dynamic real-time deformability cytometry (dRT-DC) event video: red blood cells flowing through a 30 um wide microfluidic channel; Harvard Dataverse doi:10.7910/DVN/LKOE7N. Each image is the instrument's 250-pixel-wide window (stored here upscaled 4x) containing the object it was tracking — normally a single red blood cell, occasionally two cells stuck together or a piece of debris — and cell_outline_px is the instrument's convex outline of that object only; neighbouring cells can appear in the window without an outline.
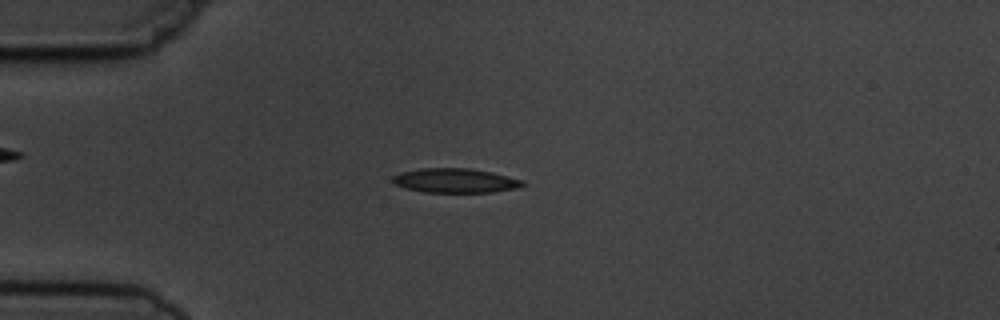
{"species": "common noctule bat (a hibernating species)", "species_latin": "Nyctalus noctula", "temperature_condition": "cold", "stored_images_in_passage": 6, "camera_frame_rate_fps": 3000, "um_per_image_px": 0.085, "animal": {"sex": "male", "body_mass_g": 19.5, "forearm_length_mm": 54.6}, "frame": {"image": 1, "passage_image": 4, "time_ms": 3.667, "image_size_px": [1000, 320], "cell_outline_px": [[528, 184], [516, 188], [492, 192], [424, 192], [408, 188], [396, 184], [392, 180], [392, 176], [400, 172], [420, 168], [468, 168], [492, 172], [524, 180]], "centroid_in_image_um": [38.73, 15.34], "position_along_channel_um": 46.3, "area_um2": 18.44}}
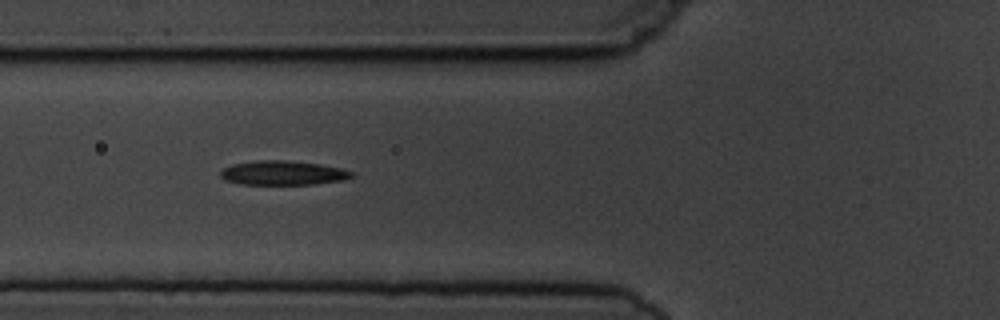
{"frame": {"image": 2, "passage_image": 6, "time_ms": 5.667, "image_size_px": [1000, 320], "cell_outline_px": [[356, 172], [352, 176], [344, 180], [312, 184], [240, 184], [224, 180], [220, 176], [220, 172], [224, 168], [232, 164], [256, 160], [284, 160], [320, 164], [340, 168]], "centroid_in_image_um": [24.04, 14.69], "position_along_channel_um": 101.8, "area_um2": 18.55}}